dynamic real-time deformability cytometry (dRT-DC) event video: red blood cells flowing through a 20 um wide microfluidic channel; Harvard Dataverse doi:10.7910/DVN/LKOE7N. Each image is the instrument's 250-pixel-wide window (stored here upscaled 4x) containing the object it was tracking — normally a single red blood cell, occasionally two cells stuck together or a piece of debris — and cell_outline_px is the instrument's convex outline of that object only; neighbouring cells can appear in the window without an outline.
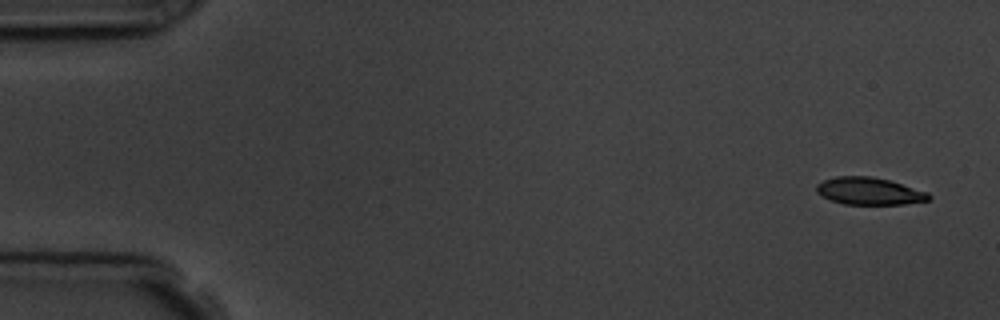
{"species": "common noctule bat (a hibernating species)", "species_latin": "Nyctalus noctula", "temperature_condition": "room temperature", "stored_images_in_passage": 6, "camera_frame_rate_fps": 3000, "um_per_image_px": 0.085, "animal": {"sex": "male", "body_mass_g": 19.5, "forearm_length_mm": 54.6}, "frame": {"image": 1, "passage_image": 1, "time_ms": 0.0, "image_size_px": [1000, 320], "cell_outline_px": [[932, 196], [928, 200], [904, 204], [844, 204], [820, 196], [816, 192], [816, 184], [824, 180], [836, 176], [872, 176], [888, 180], [928, 192]], "centroid_in_image_um": [73.85, 16.24], "position_along_channel_um": 11.1, "area_um2": 17.8}}
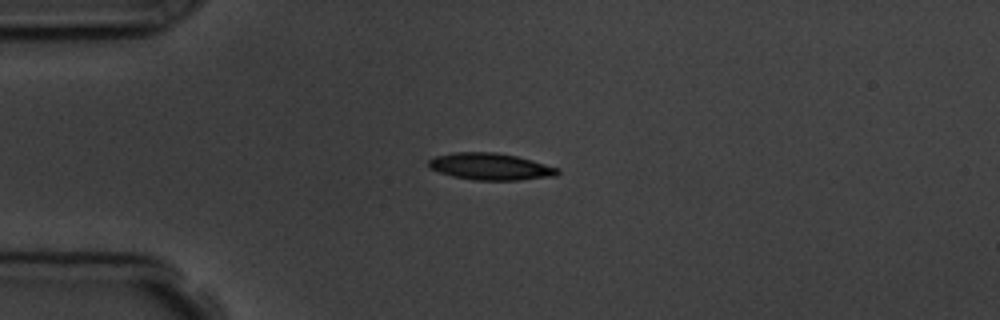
{"frame": {"image": 2, "passage_image": 4, "time_ms": 3.667, "image_size_px": [1000, 320], "cell_outline_px": [[560, 172], [556, 176], [516, 180], [472, 180], [452, 176], [440, 172], [432, 168], [428, 164], [428, 160], [436, 156], [452, 152], [496, 152], [516, 156], [532, 160], [560, 168]], "centroid_in_image_um": [41.71, 14.15], "position_along_channel_um": 43.3, "area_um2": 20.17}}